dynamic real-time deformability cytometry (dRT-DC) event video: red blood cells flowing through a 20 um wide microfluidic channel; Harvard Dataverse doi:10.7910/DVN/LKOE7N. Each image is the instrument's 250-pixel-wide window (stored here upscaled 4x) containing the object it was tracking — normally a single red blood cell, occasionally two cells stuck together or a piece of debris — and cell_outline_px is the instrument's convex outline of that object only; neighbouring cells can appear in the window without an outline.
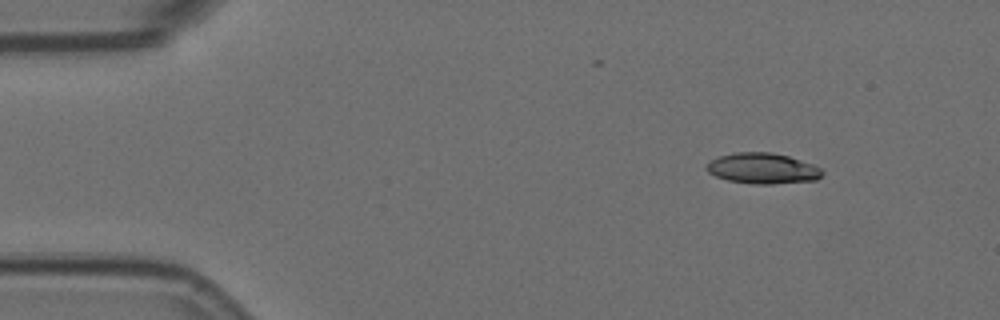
{"species": "Egyptian fruit bat (a non-hibernating species)", "species_latin": "Rousettus aegyptiacus", "temperature_condition": "room temperature", "stored_images_in_passage": 8, "camera_frame_rate_fps": 3000, "um_per_image_px": 0.085, "animal": {"sex": "female"}, "frame": {"image": 1, "passage_image": 1, "time_ms": 0.0, "image_size_px": [1000, 320], "cell_outline_px": [[824, 172], [816, 180], [772, 184], [756, 184], [728, 180], [716, 176], [708, 172], [704, 168], [712, 160], [720, 156], [736, 152], [772, 152], [788, 156], [812, 164], [820, 168]], "centroid_in_image_um": [64.82, 14.31], "position_along_channel_um": 20.2, "area_um2": 20.52}}
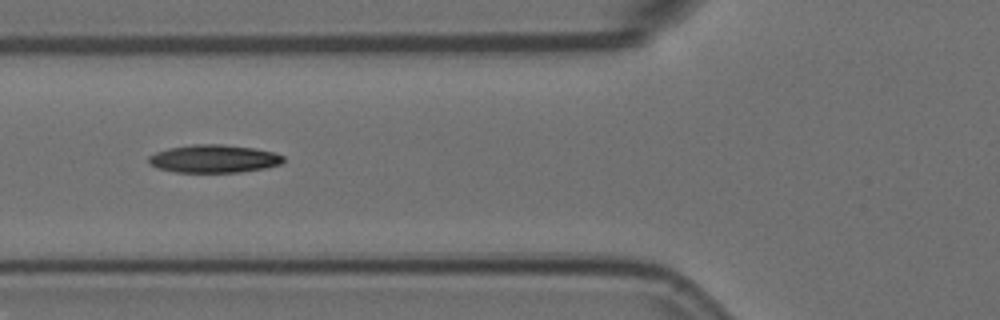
{"frame": {"image": 2, "passage_image": 5, "time_ms": 1.333, "image_size_px": [1000, 320], "cell_outline_px": [[284, 160], [280, 164], [264, 168], [240, 172], [176, 172], [160, 168], [148, 164], [148, 156], [156, 152], [168, 148], [192, 144], [220, 144], [252, 148], [272, 152], [284, 156]], "centroid_in_image_um": [18.14, 13.49], "position_along_channel_um": 107.7, "area_um2": 21.79}}
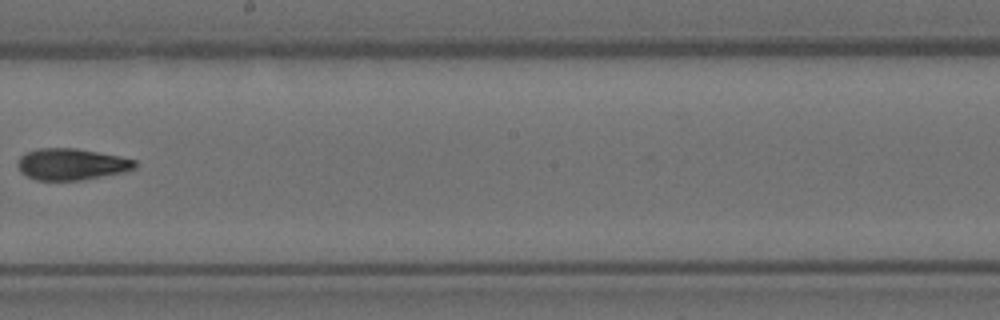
{"frame": {"image": 3, "passage_image": 8, "time_ms": 2.333, "image_size_px": [1000, 320], "cell_outline_px": [[136, 168], [120, 172], [80, 180], [36, 180], [20, 172], [16, 164], [20, 156], [24, 152], [40, 148], [76, 148], [120, 156], [136, 160]], "centroid_in_image_um": [6.02, 13.94], "position_along_channel_um": 242.2, "area_um2": 21.44}}